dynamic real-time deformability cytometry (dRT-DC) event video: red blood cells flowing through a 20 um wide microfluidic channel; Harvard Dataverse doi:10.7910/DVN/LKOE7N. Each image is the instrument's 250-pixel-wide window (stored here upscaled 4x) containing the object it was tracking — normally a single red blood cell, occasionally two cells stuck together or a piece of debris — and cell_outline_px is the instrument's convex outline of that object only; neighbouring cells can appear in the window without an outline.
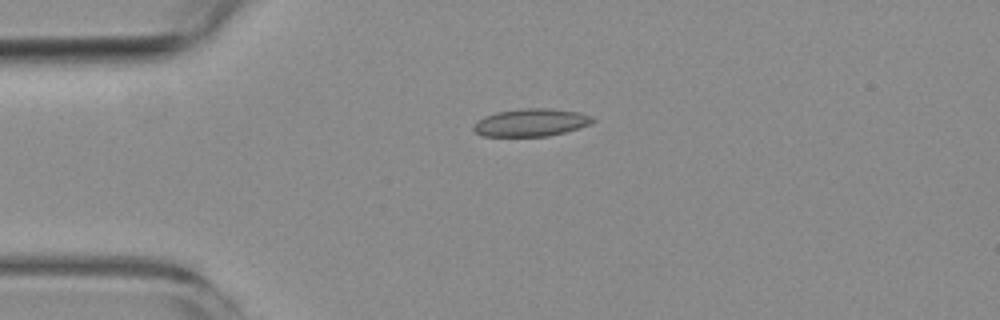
{"species": "common noctule bat (a hibernating species)", "species_latin": "Nyctalus noctula", "temperature_condition": "room temperature", "stored_images_in_passage": 4, "camera_frame_rate_fps": 3000, "um_per_image_px": 0.085, "animal": {"sex": "female", "body_mass_g": 19.3, "forearm_length_mm": 54.1}, "frame": {"image": 1, "passage_image": 3, "time_ms": 2.333, "image_size_px": [1000, 320], "cell_outline_px": [[596, 120], [580, 128], [548, 136], [480, 136], [472, 128], [484, 116], [496, 112], [520, 108], [548, 108], [576, 112], [592, 116]], "centroid_in_image_um": [45.13, 10.41], "position_along_channel_um": 39.9, "area_um2": 19.07}}